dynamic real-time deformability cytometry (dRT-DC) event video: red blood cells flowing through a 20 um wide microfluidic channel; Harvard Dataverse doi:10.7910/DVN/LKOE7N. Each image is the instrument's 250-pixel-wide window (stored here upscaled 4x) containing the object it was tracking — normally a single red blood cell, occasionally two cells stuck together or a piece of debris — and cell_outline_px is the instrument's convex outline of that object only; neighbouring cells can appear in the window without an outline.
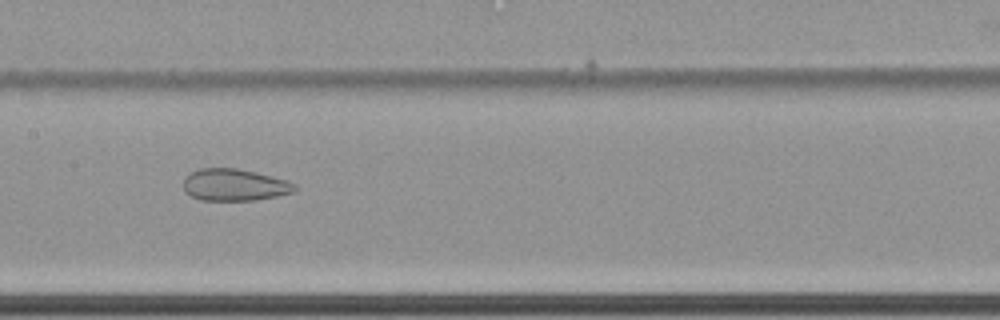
{"species": "common noctule bat (a hibernating species)", "species_latin": "Nyctalus noctula", "temperature_condition": "cold", "stored_images_in_passage": 63, "camera_frame_rate_fps": 3000, "um_per_image_px": 0.085, "animal": {"sex": "female", "body_mass_g": 22.7, "forearm_length_mm": 54.2}, "frame": {"image": 1, "passage_image": 34, "time_ms": 11.0, "image_size_px": [1000, 320], "cell_outline_px": [[296, 192], [256, 200], [200, 200], [184, 192], [184, 176], [200, 168], [236, 168], [256, 172], [288, 180], [296, 184]], "centroid_in_image_um": [19.95, 15.71], "position_along_channel_um": 187.5, "area_um2": 20.87}}
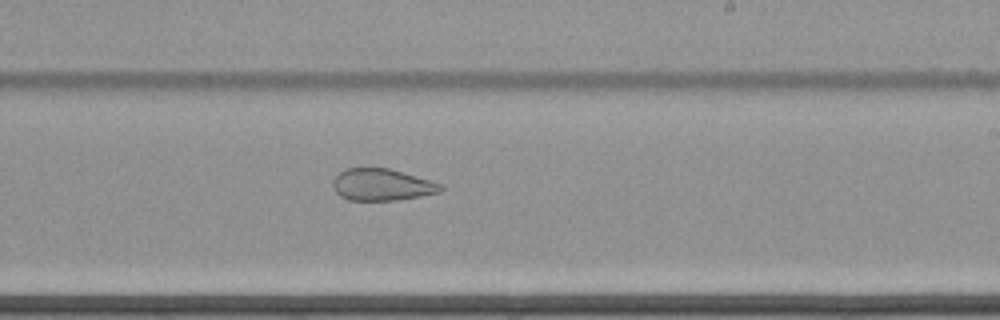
{"frame": {"image": 2, "passage_image": 40, "time_ms": 13.0, "image_size_px": [1000, 320], "cell_outline_px": [[444, 188], [440, 192], [420, 196], [396, 200], [348, 200], [340, 196], [332, 188], [332, 180], [344, 168], [388, 168], [404, 172], [444, 184]], "centroid_in_image_um": [32.46, 15.7], "position_along_channel_um": 256.5, "area_um2": 20.17}}
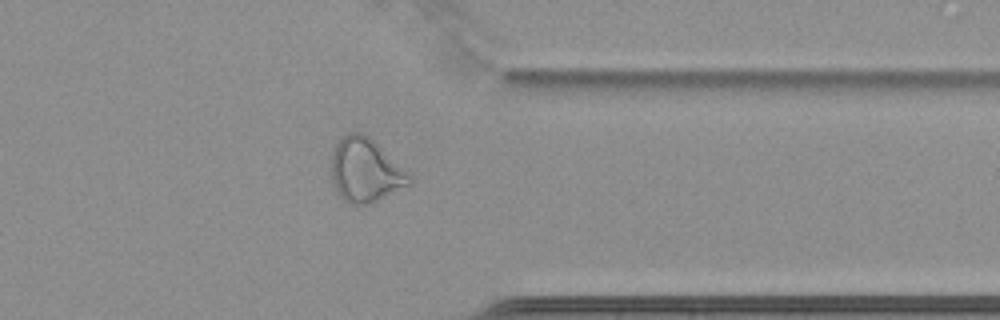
{"frame": {"image": 3, "passage_image": 51, "time_ms": 16.667, "image_size_px": [1000, 320], "cell_outline_px": [[412, 184], [368, 204], [352, 204], [344, 200], [336, 192], [332, 180], [332, 152], [336, 144], [348, 132], [360, 132], [368, 136], [408, 172], [412, 176]], "centroid_in_image_um": [31.06, 14.49], "position_along_channel_um": 380.3, "area_um2": 28.67}}